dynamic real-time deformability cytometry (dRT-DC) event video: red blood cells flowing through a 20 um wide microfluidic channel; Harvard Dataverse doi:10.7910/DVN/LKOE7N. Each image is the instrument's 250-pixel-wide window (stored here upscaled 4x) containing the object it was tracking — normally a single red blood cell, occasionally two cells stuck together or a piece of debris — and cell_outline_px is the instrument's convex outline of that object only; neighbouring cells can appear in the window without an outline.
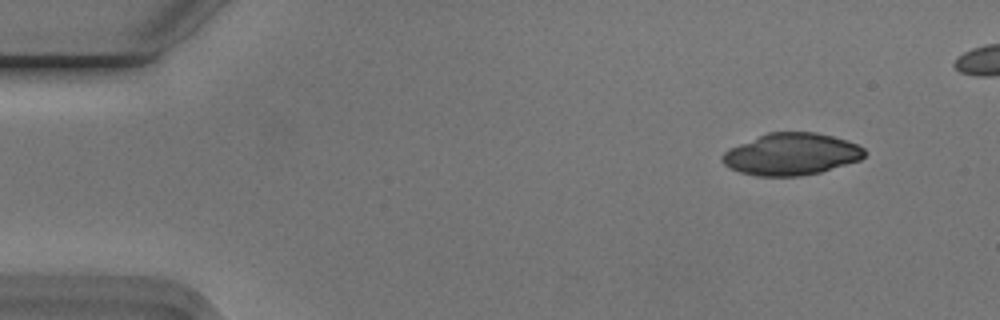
{"species": "Egyptian fruit bat (a non-hibernating species)", "species_latin": "Rousettus aegyptiacus", "temperature_condition": "cold", "stored_images_in_passage": 5, "camera_frame_rate_fps": 3000, "um_per_image_px": 0.085, "animal": {"sex": "male"}, "frame": {"image": 1, "passage_image": 2, "time_ms": 0.333, "image_size_px": [1000, 320], "cell_outline_px": [[864, 156], [860, 160], [820, 172], [800, 176], [756, 176], [740, 172], [728, 168], [720, 160], [720, 156], [728, 148], [768, 132], [816, 132], [832, 136], [856, 144], [864, 148]], "centroid_in_image_um": [67.21, 13.11], "position_along_channel_um": 17.8, "area_um2": 34.74}}